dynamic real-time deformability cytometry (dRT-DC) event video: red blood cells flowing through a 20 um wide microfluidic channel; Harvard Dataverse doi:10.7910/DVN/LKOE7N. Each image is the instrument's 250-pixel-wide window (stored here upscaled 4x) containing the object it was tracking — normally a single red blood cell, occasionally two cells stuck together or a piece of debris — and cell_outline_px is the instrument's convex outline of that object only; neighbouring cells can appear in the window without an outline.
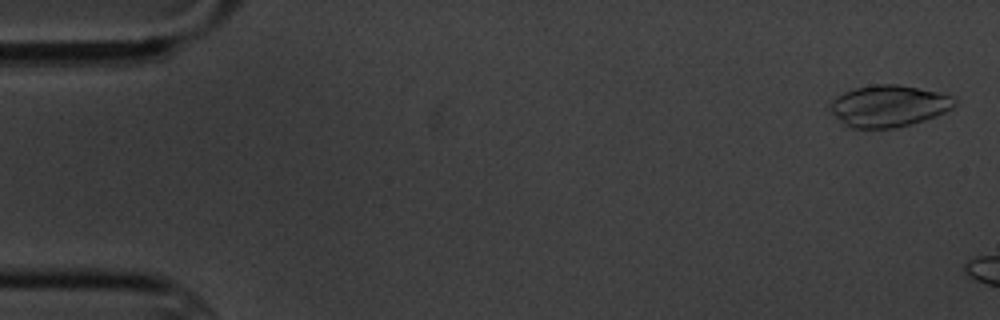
{"species": "common noctule bat (a hibernating species)", "species_latin": "Nyctalus noctula", "temperature_condition": "cold", "stored_images_in_passage": 3, "camera_frame_rate_fps": 3000, "um_per_image_px": 0.085, "animal": {"sex": "male", "body_mass_g": 20.1, "forearm_length_mm": 53.5}, "frame": {"image": 1, "passage_image": 1, "time_ms": 0.0, "image_size_px": [1000, 320], "cell_outline_px": [[956, 104], [952, 108], [936, 116], [912, 124], [896, 128], [852, 128], [840, 124], [828, 108], [832, 100], [836, 96], [844, 92], [856, 88], [876, 84], [896, 84], [936, 92], [952, 96], [956, 100]], "centroid_in_image_um": [75.49, 9.02], "position_along_channel_um": 9.5, "area_um2": 30.29}}